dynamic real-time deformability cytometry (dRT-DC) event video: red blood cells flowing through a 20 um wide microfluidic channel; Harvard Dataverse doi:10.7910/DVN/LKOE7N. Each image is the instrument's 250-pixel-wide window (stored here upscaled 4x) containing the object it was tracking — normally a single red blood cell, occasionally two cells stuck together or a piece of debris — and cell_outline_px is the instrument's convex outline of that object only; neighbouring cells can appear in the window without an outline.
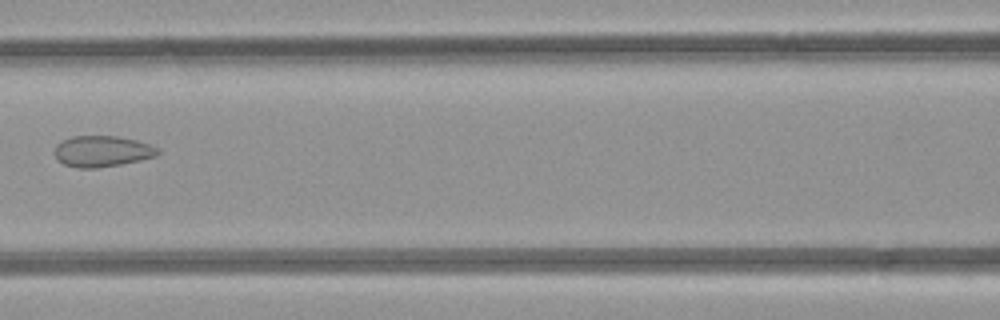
{"species": "common noctule bat (a hibernating species)", "species_latin": "Nyctalus noctula", "temperature_condition": "room temperature", "stored_images_in_passage": 3, "camera_frame_rate_fps": 3000, "um_per_image_px": 0.085, "animal": {"sex": "female", "body_mass_g": 21.9}, "frame": {"image": 1, "passage_image": 3, "time_ms": 2.333, "image_size_px": [1000, 320], "cell_outline_px": [[160, 152], [156, 156], [140, 160], [120, 164], [96, 168], [76, 168], [64, 164], [56, 160], [56, 144], [72, 136], [116, 136], [136, 140], [160, 148]], "centroid_in_image_um": [8.69, 12.86], "position_along_channel_um": 157.9, "area_um2": 18.61}}